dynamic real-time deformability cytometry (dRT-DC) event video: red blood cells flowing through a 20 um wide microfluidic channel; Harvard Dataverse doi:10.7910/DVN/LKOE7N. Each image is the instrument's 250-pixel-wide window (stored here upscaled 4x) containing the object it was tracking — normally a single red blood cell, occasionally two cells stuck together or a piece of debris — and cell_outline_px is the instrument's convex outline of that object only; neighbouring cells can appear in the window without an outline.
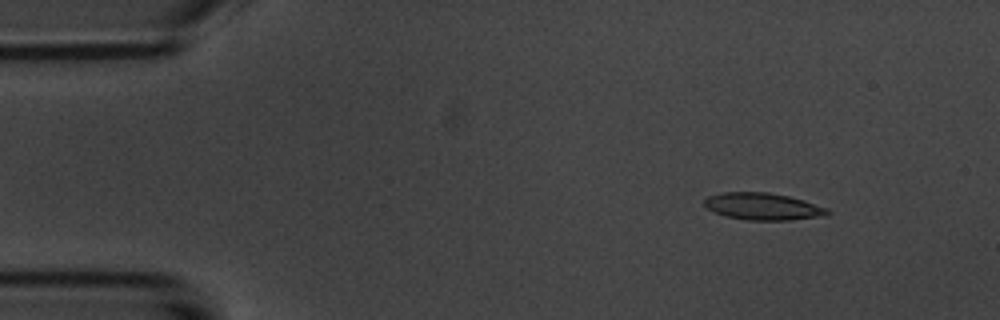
{"species": "common noctule bat (a hibernating species)", "species_latin": "Nyctalus noctula", "temperature_condition": "room temperature", "stored_images_in_passage": 5, "camera_frame_rate_fps": 3000, "um_per_image_px": 0.085, "animal": {"sex": "male", "body_mass_g": 20.1, "forearm_length_mm": 53.5}, "frame": {"image": 1, "passage_image": 2, "time_ms": 1.0, "image_size_px": [1000, 320], "cell_outline_px": [[832, 212], [828, 216], [788, 220], [748, 220], [724, 216], [708, 208], [704, 204], [704, 200], [708, 196], [720, 192], [768, 192], [788, 196], [804, 200], [828, 208]], "centroid_in_image_um": [64.89, 17.55], "position_along_channel_um": 20.1, "area_um2": 19.54}}